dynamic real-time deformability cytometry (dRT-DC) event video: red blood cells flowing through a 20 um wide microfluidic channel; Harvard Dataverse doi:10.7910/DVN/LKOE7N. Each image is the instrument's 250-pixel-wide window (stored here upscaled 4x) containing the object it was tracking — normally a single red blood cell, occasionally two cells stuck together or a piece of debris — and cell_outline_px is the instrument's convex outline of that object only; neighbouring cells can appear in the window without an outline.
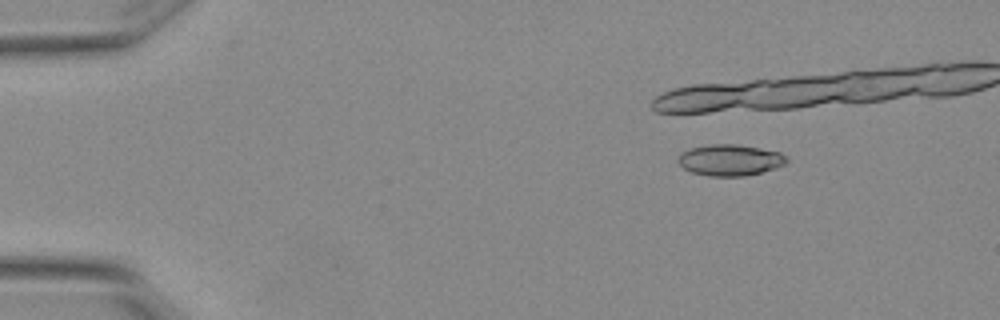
{"species": "Egyptian fruit bat (a non-hibernating species)", "species_latin": "Rousettus aegyptiacus", "temperature_condition": "warm", "stored_images_in_passage": 3, "camera_frame_rate_fps": 3000, "um_per_image_px": 0.085, "animal": {"sex": "female"}, "frame": {"image": 1, "passage_image": 1, "time_ms": 0.0, "image_size_px": [1000, 320], "cell_outline_px": [[788, 160], [784, 164], [776, 168], [744, 176], [708, 176], [692, 172], [684, 168], [676, 160], [680, 152], [688, 148], [712, 144], [736, 144], [760, 148], [780, 152], [788, 156]], "centroid_in_image_um": [62.03, 13.59], "position_along_channel_um": 23.0, "area_um2": 19.88}}